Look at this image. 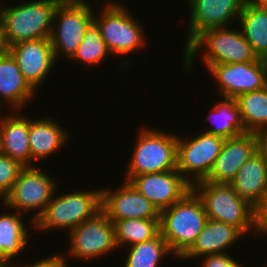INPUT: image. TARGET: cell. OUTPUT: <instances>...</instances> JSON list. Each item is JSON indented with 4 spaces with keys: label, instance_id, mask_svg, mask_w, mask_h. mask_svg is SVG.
<instances>
[{
    "label": "cell",
    "instance_id": "1",
    "mask_svg": "<svg viewBox=\"0 0 267 267\" xmlns=\"http://www.w3.org/2000/svg\"><path fill=\"white\" fill-rule=\"evenodd\" d=\"M239 29L212 28L201 33L182 53V67L187 74L194 68L196 56L205 48L201 61L208 69L212 64L255 62L259 58ZM202 48V50H201ZM201 50V51H199ZM184 63V64H183Z\"/></svg>",
    "mask_w": 267,
    "mask_h": 267
},
{
    "label": "cell",
    "instance_id": "2",
    "mask_svg": "<svg viewBox=\"0 0 267 267\" xmlns=\"http://www.w3.org/2000/svg\"><path fill=\"white\" fill-rule=\"evenodd\" d=\"M208 218L201 198L192 189L172 206L160 211V234L178 259L202 232Z\"/></svg>",
    "mask_w": 267,
    "mask_h": 267
},
{
    "label": "cell",
    "instance_id": "3",
    "mask_svg": "<svg viewBox=\"0 0 267 267\" xmlns=\"http://www.w3.org/2000/svg\"><path fill=\"white\" fill-rule=\"evenodd\" d=\"M62 0H32L3 4L1 27L6 49L28 40L50 38L55 10Z\"/></svg>",
    "mask_w": 267,
    "mask_h": 267
},
{
    "label": "cell",
    "instance_id": "4",
    "mask_svg": "<svg viewBox=\"0 0 267 267\" xmlns=\"http://www.w3.org/2000/svg\"><path fill=\"white\" fill-rule=\"evenodd\" d=\"M144 127V128H143ZM132 149L124 181L141 174L177 170V140L179 135L162 129L141 126Z\"/></svg>",
    "mask_w": 267,
    "mask_h": 267
},
{
    "label": "cell",
    "instance_id": "5",
    "mask_svg": "<svg viewBox=\"0 0 267 267\" xmlns=\"http://www.w3.org/2000/svg\"><path fill=\"white\" fill-rule=\"evenodd\" d=\"M52 196L43 213L33 222L35 231L61 230L67 234L101 210L102 189L78 190Z\"/></svg>",
    "mask_w": 267,
    "mask_h": 267
},
{
    "label": "cell",
    "instance_id": "6",
    "mask_svg": "<svg viewBox=\"0 0 267 267\" xmlns=\"http://www.w3.org/2000/svg\"><path fill=\"white\" fill-rule=\"evenodd\" d=\"M116 1L104 3L99 14L94 13V23L100 29L102 39L111 55L128 56L133 51H140L147 46V38L143 33L145 28L128 11L125 4Z\"/></svg>",
    "mask_w": 267,
    "mask_h": 267
},
{
    "label": "cell",
    "instance_id": "7",
    "mask_svg": "<svg viewBox=\"0 0 267 267\" xmlns=\"http://www.w3.org/2000/svg\"><path fill=\"white\" fill-rule=\"evenodd\" d=\"M192 189L201 198L209 220L235 226L245 236L253 233V206L241 198L231 184L211 183L202 180L195 183Z\"/></svg>",
    "mask_w": 267,
    "mask_h": 267
},
{
    "label": "cell",
    "instance_id": "8",
    "mask_svg": "<svg viewBox=\"0 0 267 267\" xmlns=\"http://www.w3.org/2000/svg\"><path fill=\"white\" fill-rule=\"evenodd\" d=\"M88 1L62 0L58 4L50 35L56 60L59 61L60 56L70 59L81 44L86 30L94 22V8Z\"/></svg>",
    "mask_w": 267,
    "mask_h": 267
},
{
    "label": "cell",
    "instance_id": "9",
    "mask_svg": "<svg viewBox=\"0 0 267 267\" xmlns=\"http://www.w3.org/2000/svg\"><path fill=\"white\" fill-rule=\"evenodd\" d=\"M36 166L24 167L11 191L1 201L5 211L8 209L25 215L35 212L30 216V226H33V222L43 213L56 188L59 187L54 176H49L40 166Z\"/></svg>",
    "mask_w": 267,
    "mask_h": 267
},
{
    "label": "cell",
    "instance_id": "10",
    "mask_svg": "<svg viewBox=\"0 0 267 267\" xmlns=\"http://www.w3.org/2000/svg\"><path fill=\"white\" fill-rule=\"evenodd\" d=\"M69 236L68 255L64 259L92 260L111 254L118 246L116 243L114 223L106 217L101 209L94 216L72 229Z\"/></svg>",
    "mask_w": 267,
    "mask_h": 267
},
{
    "label": "cell",
    "instance_id": "11",
    "mask_svg": "<svg viewBox=\"0 0 267 267\" xmlns=\"http://www.w3.org/2000/svg\"><path fill=\"white\" fill-rule=\"evenodd\" d=\"M187 136L177 140V170L193 186L208 177L225 138L204 131Z\"/></svg>",
    "mask_w": 267,
    "mask_h": 267
},
{
    "label": "cell",
    "instance_id": "12",
    "mask_svg": "<svg viewBox=\"0 0 267 267\" xmlns=\"http://www.w3.org/2000/svg\"><path fill=\"white\" fill-rule=\"evenodd\" d=\"M207 71L215 80L220 99L236 98L267 86V61L249 63L212 64Z\"/></svg>",
    "mask_w": 267,
    "mask_h": 267
},
{
    "label": "cell",
    "instance_id": "13",
    "mask_svg": "<svg viewBox=\"0 0 267 267\" xmlns=\"http://www.w3.org/2000/svg\"><path fill=\"white\" fill-rule=\"evenodd\" d=\"M186 1L190 14H188L189 23L184 50L206 30L233 26L232 21L239 20V15L246 2V0Z\"/></svg>",
    "mask_w": 267,
    "mask_h": 267
},
{
    "label": "cell",
    "instance_id": "14",
    "mask_svg": "<svg viewBox=\"0 0 267 267\" xmlns=\"http://www.w3.org/2000/svg\"><path fill=\"white\" fill-rule=\"evenodd\" d=\"M7 51L13 56L29 85L37 92L52 72L57 60L50 38L28 40L16 43Z\"/></svg>",
    "mask_w": 267,
    "mask_h": 267
},
{
    "label": "cell",
    "instance_id": "15",
    "mask_svg": "<svg viewBox=\"0 0 267 267\" xmlns=\"http://www.w3.org/2000/svg\"><path fill=\"white\" fill-rule=\"evenodd\" d=\"M103 188L101 209L113 223L123 219H159L158 209L129 182L124 181L117 190Z\"/></svg>",
    "mask_w": 267,
    "mask_h": 267
},
{
    "label": "cell",
    "instance_id": "16",
    "mask_svg": "<svg viewBox=\"0 0 267 267\" xmlns=\"http://www.w3.org/2000/svg\"><path fill=\"white\" fill-rule=\"evenodd\" d=\"M128 182L144 195L159 212L172 206L192 190V185L178 170L141 174L133 176Z\"/></svg>",
    "mask_w": 267,
    "mask_h": 267
},
{
    "label": "cell",
    "instance_id": "17",
    "mask_svg": "<svg viewBox=\"0 0 267 267\" xmlns=\"http://www.w3.org/2000/svg\"><path fill=\"white\" fill-rule=\"evenodd\" d=\"M257 152V136L253 132L241 133L225 139L221 153L204 181L230 184L239 169Z\"/></svg>",
    "mask_w": 267,
    "mask_h": 267
},
{
    "label": "cell",
    "instance_id": "18",
    "mask_svg": "<svg viewBox=\"0 0 267 267\" xmlns=\"http://www.w3.org/2000/svg\"><path fill=\"white\" fill-rule=\"evenodd\" d=\"M56 121L47 116L39 119L29 117V148L31 153V167L36 161H43L52 157L69 142L70 133ZM33 163V164H32Z\"/></svg>",
    "mask_w": 267,
    "mask_h": 267
},
{
    "label": "cell",
    "instance_id": "19",
    "mask_svg": "<svg viewBox=\"0 0 267 267\" xmlns=\"http://www.w3.org/2000/svg\"><path fill=\"white\" fill-rule=\"evenodd\" d=\"M245 235L235 226L220 221L207 220L202 232L191 247L180 257L182 260L197 259L214 254L228 253V248Z\"/></svg>",
    "mask_w": 267,
    "mask_h": 267
},
{
    "label": "cell",
    "instance_id": "20",
    "mask_svg": "<svg viewBox=\"0 0 267 267\" xmlns=\"http://www.w3.org/2000/svg\"><path fill=\"white\" fill-rule=\"evenodd\" d=\"M35 94H37L36 91L25 80L13 56L7 50L1 53L0 105L2 103L3 106L5 101L8 103L6 106L10 105L9 108L11 107L12 110H23L28 103L30 105Z\"/></svg>",
    "mask_w": 267,
    "mask_h": 267
},
{
    "label": "cell",
    "instance_id": "21",
    "mask_svg": "<svg viewBox=\"0 0 267 267\" xmlns=\"http://www.w3.org/2000/svg\"><path fill=\"white\" fill-rule=\"evenodd\" d=\"M12 112L0 118L3 155L18 161L24 167H31L29 116L20 114L18 110Z\"/></svg>",
    "mask_w": 267,
    "mask_h": 267
},
{
    "label": "cell",
    "instance_id": "22",
    "mask_svg": "<svg viewBox=\"0 0 267 267\" xmlns=\"http://www.w3.org/2000/svg\"><path fill=\"white\" fill-rule=\"evenodd\" d=\"M22 216L27 217L16 211L0 214V262L4 266L12 265L19 253L23 254L30 245L31 233H28L27 225L23 222L25 218Z\"/></svg>",
    "mask_w": 267,
    "mask_h": 267
},
{
    "label": "cell",
    "instance_id": "23",
    "mask_svg": "<svg viewBox=\"0 0 267 267\" xmlns=\"http://www.w3.org/2000/svg\"><path fill=\"white\" fill-rule=\"evenodd\" d=\"M234 191L254 206L267 191V162L257 151L230 183Z\"/></svg>",
    "mask_w": 267,
    "mask_h": 267
},
{
    "label": "cell",
    "instance_id": "24",
    "mask_svg": "<svg viewBox=\"0 0 267 267\" xmlns=\"http://www.w3.org/2000/svg\"><path fill=\"white\" fill-rule=\"evenodd\" d=\"M238 23L254 54L267 60V8L245 2Z\"/></svg>",
    "mask_w": 267,
    "mask_h": 267
},
{
    "label": "cell",
    "instance_id": "25",
    "mask_svg": "<svg viewBox=\"0 0 267 267\" xmlns=\"http://www.w3.org/2000/svg\"><path fill=\"white\" fill-rule=\"evenodd\" d=\"M211 112L208 120L211 128L204 129V132L211 133L223 137L225 139L235 137L241 133H245L238 105L235 98H224L222 101L216 102L213 108H210Z\"/></svg>",
    "mask_w": 267,
    "mask_h": 267
},
{
    "label": "cell",
    "instance_id": "26",
    "mask_svg": "<svg viewBox=\"0 0 267 267\" xmlns=\"http://www.w3.org/2000/svg\"><path fill=\"white\" fill-rule=\"evenodd\" d=\"M246 132L267 127V86L235 98Z\"/></svg>",
    "mask_w": 267,
    "mask_h": 267
},
{
    "label": "cell",
    "instance_id": "27",
    "mask_svg": "<svg viewBox=\"0 0 267 267\" xmlns=\"http://www.w3.org/2000/svg\"><path fill=\"white\" fill-rule=\"evenodd\" d=\"M114 227L118 248L149 241L160 233L159 219L117 220Z\"/></svg>",
    "mask_w": 267,
    "mask_h": 267
},
{
    "label": "cell",
    "instance_id": "28",
    "mask_svg": "<svg viewBox=\"0 0 267 267\" xmlns=\"http://www.w3.org/2000/svg\"><path fill=\"white\" fill-rule=\"evenodd\" d=\"M124 267H159L162 259L173 256L167 242L159 233L153 239L129 246ZM166 257V258H165Z\"/></svg>",
    "mask_w": 267,
    "mask_h": 267
},
{
    "label": "cell",
    "instance_id": "29",
    "mask_svg": "<svg viewBox=\"0 0 267 267\" xmlns=\"http://www.w3.org/2000/svg\"><path fill=\"white\" fill-rule=\"evenodd\" d=\"M111 56L104 40L102 39L100 29L93 22L85 32V36L81 44L77 47L74 55L68 60L80 65L96 66L103 64L106 57ZM103 61V63H102Z\"/></svg>",
    "mask_w": 267,
    "mask_h": 267
},
{
    "label": "cell",
    "instance_id": "30",
    "mask_svg": "<svg viewBox=\"0 0 267 267\" xmlns=\"http://www.w3.org/2000/svg\"><path fill=\"white\" fill-rule=\"evenodd\" d=\"M24 168L18 161L9 156H0V200L11 191L18 179L20 171Z\"/></svg>",
    "mask_w": 267,
    "mask_h": 267
},
{
    "label": "cell",
    "instance_id": "31",
    "mask_svg": "<svg viewBox=\"0 0 267 267\" xmlns=\"http://www.w3.org/2000/svg\"><path fill=\"white\" fill-rule=\"evenodd\" d=\"M254 212V229L253 234H261L267 237V191L253 206Z\"/></svg>",
    "mask_w": 267,
    "mask_h": 267
},
{
    "label": "cell",
    "instance_id": "32",
    "mask_svg": "<svg viewBox=\"0 0 267 267\" xmlns=\"http://www.w3.org/2000/svg\"><path fill=\"white\" fill-rule=\"evenodd\" d=\"M201 267H243L244 264L232 258L230 254H214L207 255L201 258ZM245 267V266H244Z\"/></svg>",
    "mask_w": 267,
    "mask_h": 267
},
{
    "label": "cell",
    "instance_id": "33",
    "mask_svg": "<svg viewBox=\"0 0 267 267\" xmlns=\"http://www.w3.org/2000/svg\"><path fill=\"white\" fill-rule=\"evenodd\" d=\"M63 253L52 254L50 257L42 258L41 260H37L35 262H28L27 264H15V260L12 265H8L7 267H68V260L64 259L62 256Z\"/></svg>",
    "mask_w": 267,
    "mask_h": 267
},
{
    "label": "cell",
    "instance_id": "34",
    "mask_svg": "<svg viewBox=\"0 0 267 267\" xmlns=\"http://www.w3.org/2000/svg\"><path fill=\"white\" fill-rule=\"evenodd\" d=\"M255 134L257 136V151L267 162V127L259 129Z\"/></svg>",
    "mask_w": 267,
    "mask_h": 267
},
{
    "label": "cell",
    "instance_id": "35",
    "mask_svg": "<svg viewBox=\"0 0 267 267\" xmlns=\"http://www.w3.org/2000/svg\"><path fill=\"white\" fill-rule=\"evenodd\" d=\"M246 2L258 7L267 8V0H246Z\"/></svg>",
    "mask_w": 267,
    "mask_h": 267
},
{
    "label": "cell",
    "instance_id": "36",
    "mask_svg": "<svg viewBox=\"0 0 267 267\" xmlns=\"http://www.w3.org/2000/svg\"><path fill=\"white\" fill-rule=\"evenodd\" d=\"M6 50L7 49H6L4 41H3L2 27H0V54L5 52Z\"/></svg>",
    "mask_w": 267,
    "mask_h": 267
},
{
    "label": "cell",
    "instance_id": "37",
    "mask_svg": "<svg viewBox=\"0 0 267 267\" xmlns=\"http://www.w3.org/2000/svg\"><path fill=\"white\" fill-rule=\"evenodd\" d=\"M3 155V142H2V135L0 131V156Z\"/></svg>",
    "mask_w": 267,
    "mask_h": 267
},
{
    "label": "cell",
    "instance_id": "38",
    "mask_svg": "<svg viewBox=\"0 0 267 267\" xmlns=\"http://www.w3.org/2000/svg\"><path fill=\"white\" fill-rule=\"evenodd\" d=\"M1 1V5H0V27H1V13H2V6H3V1L2 0H0Z\"/></svg>",
    "mask_w": 267,
    "mask_h": 267
},
{
    "label": "cell",
    "instance_id": "39",
    "mask_svg": "<svg viewBox=\"0 0 267 267\" xmlns=\"http://www.w3.org/2000/svg\"><path fill=\"white\" fill-rule=\"evenodd\" d=\"M2 108V105H0V109ZM0 112H1V110H0ZM1 116H2V113H0V118H1Z\"/></svg>",
    "mask_w": 267,
    "mask_h": 267
}]
</instances>
